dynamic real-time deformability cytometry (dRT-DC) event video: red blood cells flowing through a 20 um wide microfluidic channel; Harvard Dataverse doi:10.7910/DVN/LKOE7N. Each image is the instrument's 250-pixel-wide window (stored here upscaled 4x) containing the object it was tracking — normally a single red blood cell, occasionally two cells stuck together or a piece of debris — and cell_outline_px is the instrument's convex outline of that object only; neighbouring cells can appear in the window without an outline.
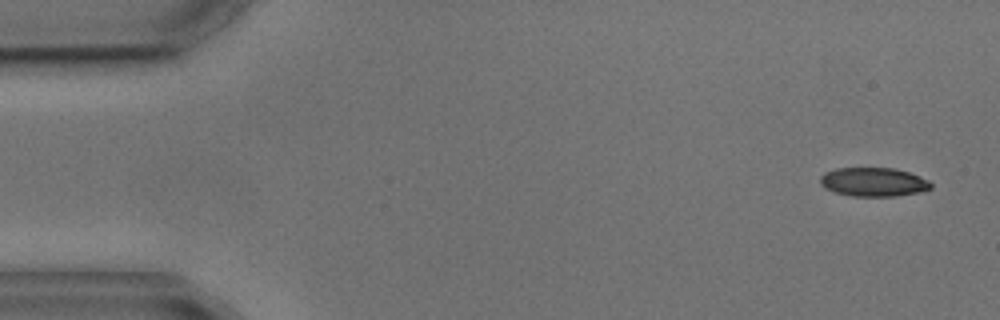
{"species": "common noctule bat (a hibernating species)", "species_latin": "Nyctalus noctula", "temperature_condition": "cold", "stored_images_in_passage": 6, "camera_frame_rate_fps": 3000, "um_per_image_px": 0.085, "animal": {"sex": "male", "body_mass_g": 17.9, "forearm_length_mm": 54.2}, "frame": {"image": 1, "passage_image": 1, "time_ms": 0.0, "image_size_px": [1000, 320], "cell_outline_px": [[932, 188], [916, 192], [896, 196], [852, 196], [836, 192], [824, 188], [820, 184], [820, 176], [824, 172], [836, 168], [892, 168], [908, 172], [920, 176], [928, 180], [932, 184]], "centroid_in_image_um": [74.21, 15.46], "position_along_channel_um": 10.8, "area_um2": 18.55}}
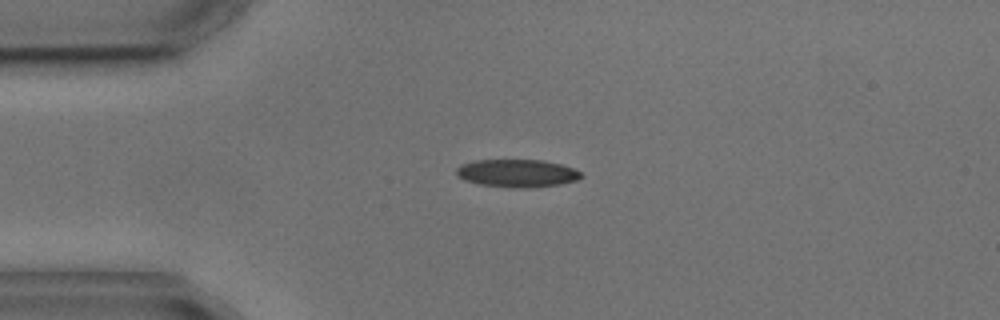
{"frame": {"image": 2, "passage_image": 4, "time_ms": 3.333, "image_size_px": [1000, 320], "cell_outline_px": [[584, 176], [576, 180], [560, 184], [524, 188], [516, 188], [480, 184], [464, 180], [456, 176], [456, 168], [460, 164], [476, 160], [544, 160], [560, 164], [572, 168], [580, 172]], "centroid_in_image_um": [43.92, 14.72], "position_along_channel_um": 41.1, "area_um2": 20.17}}